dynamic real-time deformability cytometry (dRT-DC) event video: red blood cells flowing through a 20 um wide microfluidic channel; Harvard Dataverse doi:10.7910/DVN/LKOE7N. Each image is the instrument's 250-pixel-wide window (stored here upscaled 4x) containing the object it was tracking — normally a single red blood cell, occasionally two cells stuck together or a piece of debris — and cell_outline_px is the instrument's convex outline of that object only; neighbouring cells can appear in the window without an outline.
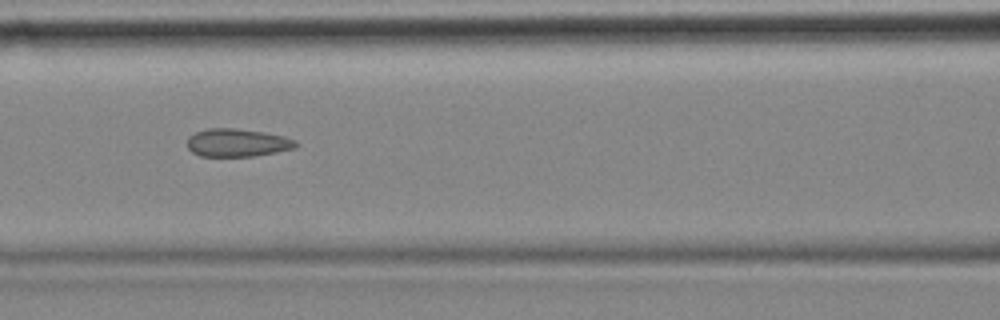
{"species": "common noctule bat (a hibernating species)", "species_latin": "Nyctalus noctula", "temperature_condition": "cold", "stored_images_in_passage": 8, "camera_frame_rate_fps": 3000, "um_per_image_px": 0.085, "animal": {"sex": "female", "body_mass_g": 18.4}, "frame": {"image": 1, "passage_image": 7, "time_ms": 2.0, "image_size_px": [1000, 320], "cell_outline_px": [[300, 144], [296, 148], [256, 156], [200, 156], [192, 152], [188, 148], [188, 136], [196, 132], [208, 128], [236, 128], [264, 132], [284, 136], [296, 140]], "centroid_in_image_um": [20.2, 12.13], "position_along_channel_um": 146.4, "area_um2": 17.86}}
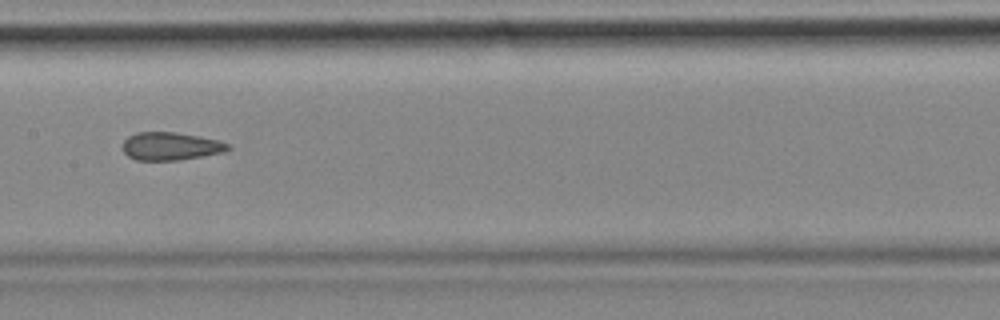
{"frame": {"image": 2, "passage_image": 8, "time_ms": 2.333, "image_size_px": [1000, 320], "cell_outline_px": [[232, 148], [224, 152], [180, 160], [136, 160], [128, 156], [124, 152], [124, 140], [128, 136], [136, 132], [176, 132], [200, 136], [216, 140], [228, 144]], "centroid_in_image_um": [14.51, 12.42], "position_along_channel_um": 192.9, "area_um2": 17.11}}